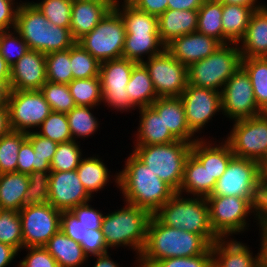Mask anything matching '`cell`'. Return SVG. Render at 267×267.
<instances>
[{
    "instance_id": "obj_14",
    "label": "cell",
    "mask_w": 267,
    "mask_h": 267,
    "mask_svg": "<svg viewBox=\"0 0 267 267\" xmlns=\"http://www.w3.org/2000/svg\"><path fill=\"white\" fill-rule=\"evenodd\" d=\"M147 68L159 97H180L188 85V67L167 49L142 62Z\"/></svg>"
},
{
    "instance_id": "obj_10",
    "label": "cell",
    "mask_w": 267,
    "mask_h": 267,
    "mask_svg": "<svg viewBox=\"0 0 267 267\" xmlns=\"http://www.w3.org/2000/svg\"><path fill=\"white\" fill-rule=\"evenodd\" d=\"M264 168L256 161L234 156L209 196L243 197L255 204Z\"/></svg>"
},
{
    "instance_id": "obj_44",
    "label": "cell",
    "mask_w": 267,
    "mask_h": 267,
    "mask_svg": "<svg viewBox=\"0 0 267 267\" xmlns=\"http://www.w3.org/2000/svg\"><path fill=\"white\" fill-rule=\"evenodd\" d=\"M33 4L51 24L70 28L73 0H42Z\"/></svg>"
},
{
    "instance_id": "obj_47",
    "label": "cell",
    "mask_w": 267,
    "mask_h": 267,
    "mask_svg": "<svg viewBox=\"0 0 267 267\" xmlns=\"http://www.w3.org/2000/svg\"><path fill=\"white\" fill-rule=\"evenodd\" d=\"M29 185L25 192L26 205L49 203L50 171H33L28 174Z\"/></svg>"
},
{
    "instance_id": "obj_48",
    "label": "cell",
    "mask_w": 267,
    "mask_h": 267,
    "mask_svg": "<svg viewBox=\"0 0 267 267\" xmlns=\"http://www.w3.org/2000/svg\"><path fill=\"white\" fill-rule=\"evenodd\" d=\"M28 50L27 43L15 29L14 33L10 30L0 31V54L10 67Z\"/></svg>"
},
{
    "instance_id": "obj_17",
    "label": "cell",
    "mask_w": 267,
    "mask_h": 267,
    "mask_svg": "<svg viewBox=\"0 0 267 267\" xmlns=\"http://www.w3.org/2000/svg\"><path fill=\"white\" fill-rule=\"evenodd\" d=\"M221 103L222 113L234 121L263 113L255 101L250 78L241 66L225 83Z\"/></svg>"
},
{
    "instance_id": "obj_41",
    "label": "cell",
    "mask_w": 267,
    "mask_h": 267,
    "mask_svg": "<svg viewBox=\"0 0 267 267\" xmlns=\"http://www.w3.org/2000/svg\"><path fill=\"white\" fill-rule=\"evenodd\" d=\"M0 242L17 251L23 249L22 225L18 211L0 209Z\"/></svg>"
},
{
    "instance_id": "obj_9",
    "label": "cell",
    "mask_w": 267,
    "mask_h": 267,
    "mask_svg": "<svg viewBox=\"0 0 267 267\" xmlns=\"http://www.w3.org/2000/svg\"><path fill=\"white\" fill-rule=\"evenodd\" d=\"M125 24L121 15L112 8L97 26L80 38V44L100 63L123 58Z\"/></svg>"
},
{
    "instance_id": "obj_62",
    "label": "cell",
    "mask_w": 267,
    "mask_h": 267,
    "mask_svg": "<svg viewBox=\"0 0 267 267\" xmlns=\"http://www.w3.org/2000/svg\"><path fill=\"white\" fill-rule=\"evenodd\" d=\"M0 84L10 85V66L0 54Z\"/></svg>"
},
{
    "instance_id": "obj_31",
    "label": "cell",
    "mask_w": 267,
    "mask_h": 267,
    "mask_svg": "<svg viewBox=\"0 0 267 267\" xmlns=\"http://www.w3.org/2000/svg\"><path fill=\"white\" fill-rule=\"evenodd\" d=\"M256 9L259 8L222 3L223 44L239 43Z\"/></svg>"
},
{
    "instance_id": "obj_18",
    "label": "cell",
    "mask_w": 267,
    "mask_h": 267,
    "mask_svg": "<svg viewBox=\"0 0 267 267\" xmlns=\"http://www.w3.org/2000/svg\"><path fill=\"white\" fill-rule=\"evenodd\" d=\"M190 130L196 134L222 110L221 92L188 84L180 95Z\"/></svg>"
},
{
    "instance_id": "obj_19",
    "label": "cell",
    "mask_w": 267,
    "mask_h": 267,
    "mask_svg": "<svg viewBox=\"0 0 267 267\" xmlns=\"http://www.w3.org/2000/svg\"><path fill=\"white\" fill-rule=\"evenodd\" d=\"M92 197L82 185L76 170L50 171L49 204L57 210L71 211Z\"/></svg>"
},
{
    "instance_id": "obj_21",
    "label": "cell",
    "mask_w": 267,
    "mask_h": 267,
    "mask_svg": "<svg viewBox=\"0 0 267 267\" xmlns=\"http://www.w3.org/2000/svg\"><path fill=\"white\" fill-rule=\"evenodd\" d=\"M219 46L221 43L215 38L196 31L173 39L166 49L176 60L189 67L211 55Z\"/></svg>"
},
{
    "instance_id": "obj_6",
    "label": "cell",
    "mask_w": 267,
    "mask_h": 267,
    "mask_svg": "<svg viewBox=\"0 0 267 267\" xmlns=\"http://www.w3.org/2000/svg\"><path fill=\"white\" fill-rule=\"evenodd\" d=\"M126 206L107 213L103 217L101 229L108 248L131 246L140 256L146 242V234L151 214L138 206Z\"/></svg>"
},
{
    "instance_id": "obj_30",
    "label": "cell",
    "mask_w": 267,
    "mask_h": 267,
    "mask_svg": "<svg viewBox=\"0 0 267 267\" xmlns=\"http://www.w3.org/2000/svg\"><path fill=\"white\" fill-rule=\"evenodd\" d=\"M44 248L54 257L59 267H80L88 260L82 246L61 229L50 238Z\"/></svg>"
},
{
    "instance_id": "obj_54",
    "label": "cell",
    "mask_w": 267,
    "mask_h": 267,
    "mask_svg": "<svg viewBox=\"0 0 267 267\" xmlns=\"http://www.w3.org/2000/svg\"><path fill=\"white\" fill-rule=\"evenodd\" d=\"M89 202L74 207L71 212L87 229H101L104 215L91 207Z\"/></svg>"
},
{
    "instance_id": "obj_66",
    "label": "cell",
    "mask_w": 267,
    "mask_h": 267,
    "mask_svg": "<svg viewBox=\"0 0 267 267\" xmlns=\"http://www.w3.org/2000/svg\"><path fill=\"white\" fill-rule=\"evenodd\" d=\"M11 89L10 85L0 84V107H7Z\"/></svg>"
},
{
    "instance_id": "obj_38",
    "label": "cell",
    "mask_w": 267,
    "mask_h": 267,
    "mask_svg": "<svg viewBox=\"0 0 267 267\" xmlns=\"http://www.w3.org/2000/svg\"><path fill=\"white\" fill-rule=\"evenodd\" d=\"M92 108L94 107L76 105L66 114L72 140L75 141L76 136L77 138L89 137L97 131L99 123L90 112Z\"/></svg>"
},
{
    "instance_id": "obj_64",
    "label": "cell",
    "mask_w": 267,
    "mask_h": 267,
    "mask_svg": "<svg viewBox=\"0 0 267 267\" xmlns=\"http://www.w3.org/2000/svg\"><path fill=\"white\" fill-rule=\"evenodd\" d=\"M218 1L224 4H237L250 8H261L263 6L260 3L256 5V3H258L257 0H218Z\"/></svg>"
},
{
    "instance_id": "obj_28",
    "label": "cell",
    "mask_w": 267,
    "mask_h": 267,
    "mask_svg": "<svg viewBox=\"0 0 267 267\" xmlns=\"http://www.w3.org/2000/svg\"><path fill=\"white\" fill-rule=\"evenodd\" d=\"M140 126L138 128L135 146L168 144L177 139L165 127L162 116L151 106L139 108Z\"/></svg>"
},
{
    "instance_id": "obj_51",
    "label": "cell",
    "mask_w": 267,
    "mask_h": 267,
    "mask_svg": "<svg viewBox=\"0 0 267 267\" xmlns=\"http://www.w3.org/2000/svg\"><path fill=\"white\" fill-rule=\"evenodd\" d=\"M28 254L19 267H59L54 257L44 247H25Z\"/></svg>"
},
{
    "instance_id": "obj_60",
    "label": "cell",
    "mask_w": 267,
    "mask_h": 267,
    "mask_svg": "<svg viewBox=\"0 0 267 267\" xmlns=\"http://www.w3.org/2000/svg\"><path fill=\"white\" fill-rule=\"evenodd\" d=\"M18 251L10 245L0 242V267H6L12 262Z\"/></svg>"
},
{
    "instance_id": "obj_25",
    "label": "cell",
    "mask_w": 267,
    "mask_h": 267,
    "mask_svg": "<svg viewBox=\"0 0 267 267\" xmlns=\"http://www.w3.org/2000/svg\"><path fill=\"white\" fill-rule=\"evenodd\" d=\"M199 140L192 143L191 153L202 163L210 174L211 180H218L234 157L230 145L224 140L221 145ZM223 144V145H222Z\"/></svg>"
},
{
    "instance_id": "obj_22",
    "label": "cell",
    "mask_w": 267,
    "mask_h": 267,
    "mask_svg": "<svg viewBox=\"0 0 267 267\" xmlns=\"http://www.w3.org/2000/svg\"><path fill=\"white\" fill-rule=\"evenodd\" d=\"M115 0H73L70 31L77 42L114 7Z\"/></svg>"
},
{
    "instance_id": "obj_50",
    "label": "cell",
    "mask_w": 267,
    "mask_h": 267,
    "mask_svg": "<svg viewBox=\"0 0 267 267\" xmlns=\"http://www.w3.org/2000/svg\"><path fill=\"white\" fill-rule=\"evenodd\" d=\"M151 267H213L211 247L201 255L166 258L156 261Z\"/></svg>"
},
{
    "instance_id": "obj_59",
    "label": "cell",
    "mask_w": 267,
    "mask_h": 267,
    "mask_svg": "<svg viewBox=\"0 0 267 267\" xmlns=\"http://www.w3.org/2000/svg\"><path fill=\"white\" fill-rule=\"evenodd\" d=\"M205 0H168L167 9L198 10Z\"/></svg>"
},
{
    "instance_id": "obj_49",
    "label": "cell",
    "mask_w": 267,
    "mask_h": 267,
    "mask_svg": "<svg viewBox=\"0 0 267 267\" xmlns=\"http://www.w3.org/2000/svg\"><path fill=\"white\" fill-rule=\"evenodd\" d=\"M50 171L47 159H40L34 152L32 144L26 139L20 146L16 172L30 174L33 171Z\"/></svg>"
},
{
    "instance_id": "obj_67",
    "label": "cell",
    "mask_w": 267,
    "mask_h": 267,
    "mask_svg": "<svg viewBox=\"0 0 267 267\" xmlns=\"http://www.w3.org/2000/svg\"><path fill=\"white\" fill-rule=\"evenodd\" d=\"M264 179L267 181V166L264 167Z\"/></svg>"
},
{
    "instance_id": "obj_13",
    "label": "cell",
    "mask_w": 267,
    "mask_h": 267,
    "mask_svg": "<svg viewBox=\"0 0 267 267\" xmlns=\"http://www.w3.org/2000/svg\"><path fill=\"white\" fill-rule=\"evenodd\" d=\"M8 110L12 131L30 132L52 112L40 90H11Z\"/></svg>"
},
{
    "instance_id": "obj_65",
    "label": "cell",
    "mask_w": 267,
    "mask_h": 267,
    "mask_svg": "<svg viewBox=\"0 0 267 267\" xmlns=\"http://www.w3.org/2000/svg\"><path fill=\"white\" fill-rule=\"evenodd\" d=\"M260 239L261 267H267V233L262 234Z\"/></svg>"
},
{
    "instance_id": "obj_35",
    "label": "cell",
    "mask_w": 267,
    "mask_h": 267,
    "mask_svg": "<svg viewBox=\"0 0 267 267\" xmlns=\"http://www.w3.org/2000/svg\"><path fill=\"white\" fill-rule=\"evenodd\" d=\"M77 175L90 196L92 193L103 189L108 183L110 173L103 163V160L98 157L82 158L79 166L76 169Z\"/></svg>"
},
{
    "instance_id": "obj_52",
    "label": "cell",
    "mask_w": 267,
    "mask_h": 267,
    "mask_svg": "<svg viewBox=\"0 0 267 267\" xmlns=\"http://www.w3.org/2000/svg\"><path fill=\"white\" fill-rule=\"evenodd\" d=\"M85 254L90 257L98 256L108 252V247L104 240L102 229H87L84 239L81 241Z\"/></svg>"
},
{
    "instance_id": "obj_43",
    "label": "cell",
    "mask_w": 267,
    "mask_h": 267,
    "mask_svg": "<svg viewBox=\"0 0 267 267\" xmlns=\"http://www.w3.org/2000/svg\"><path fill=\"white\" fill-rule=\"evenodd\" d=\"M40 91L43 93L52 111L67 114L76 106L68 84L46 81Z\"/></svg>"
},
{
    "instance_id": "obj_16",
    "label": "cell",
    "mask_w": 267,
    "mask_h": 267,
    "mask_svg": "<svg viewBox=\"0 0 267 267\" xmlns=\"http://www.w3.org/2000/svg\"><path fill=\"white\" fill-rule=\"evenodd\" d=\"M136 62L126 58L113 59L102 62L99 78L102 89V102L109 107L123 111L135 106L130 102L126 87Z\"/></svg>"
},
{
    "instance_id": "obj_37",
    "label": "cell",
    "mask_w": 267,
    "mask_h": 267,
    "mask_svg": "<svg viewBox=\"0 0 267 267\" xmlns=\"http://www.w3.org/2000/svg\"><path fill=\"white\" fill-rule=\"evenodd\" d=\"M75 105L96 107L102 102L99 77L72 79L68 84Z\"/></svg>"
},
{
    "instance_id": "obj_29",
    "label": "cell",
    "mask_w": 267,
    "mask_h": 267,
    "mask_svg": "<svg viewBox=\"0 0 267 267\" xmlns=\"http://www.w3.org/2000/svg\"><path fill=\"white\" fill-rule=\"evenodd\" d=\"M217 180H211L210 174L202 163L192 154L188 156L178 194L186 192L196 197L212 194ZM184 191V192H183Z\"/></svg>"
},
{
    "instance_id": "obj_24",
    "label": "cell",
    "mask_w": 267,
    "mask_h": 267,
    "mask_svg": "<svg viewBox=\"0 0 267 267\" xmlns=\"http://www.w3.org/2000/svg\"><path fill=\"white\" fill-rule=\"evenodd\" d=\"M151 107L162 116L165 127L177 140L194 143L200 139L193 138L194 133L187 124L185 108L180 97H159Z\"/></svg>"
},
{
    "instance_id": "obj_20",
    "label": "cell",
    "mask_w": 267,
    "mask_h": 267,
    "mask_svg": "<svg viewBox=\"0 0 267 267\" xmlns=\"http://www.w3.org/2000/svg\"><path fill=\"white\" fill-rule=\"evenodd\" d=\"M47 81L46 55L28 50L10 67L11 90H40Z\"/></svg>"
},
{
    "instance_id": "obj_55",
    "label": "cell",
    "mask_w": 267,
    "mask_h": 267,
    "mask_svg": "<svg viewBox=\"0 0 267 267\" xmlns=\"http://www.w3.org/2000/svg\"><path fill=\"white\" fill-rule=\"evenodd\" d=\"M27 140L32 144L34 152L37 153L40 159H47L52 162L58 144L48 138L38 134L36 131L27 133Z\"/></svg>"
},
{
    "instance_id": "obj_63",
    "label": "cell",
    "mask_w": 267,
    "mask_h": 267,
    "mask_svg": "<svg viewBox=\"0 0 267 267\" xmlns=\"http://www.w3.org/2000/svg\"><path fill=\"white\" fill-rule=\"evenodd\" d=\"M109 253L101 254L96 257L97 261L95 262L93 267H119L117 262H114L111 257L108 255Z\"/></svg>"
},
{
    "instance_id": "obj_56",
    "label": "cell",
    "mask_w": 267,
    "mask_h": 267,
    "mask_svg": "<svg viewBox=\"0 0 267 267\" xmlns=\"http://www.w3.org/2000/svg\"><path fill=\"white\" fill-rule=\"evenodd\" d=\"M254 217H256L261 234L267 233V181L263 178L257 190L255 204H254Z\"/></svg>"
},
{
    "instance_id": "obj_27",
    "label": "cell",
    "mask_w": 267,
    "mask_h": 267,
    "mask_svg": "<svg viewBox=\"0 0 267 267\" xmlns=\"http://www.w3.org/2000/svg\"><path fill=\"white\" fill-rule=\"evenodd\" d=\"M197 26V10L167 9L158 17V33L165 45L177 37L196 32Z\"/></svg>"
},
{
    "instance_id": "obj_57",
    "label": "cell",
    "mask_w": 267,
    "mask_h": 267,
    "mask_svg": "<svg viewBox=\"0 0 267 267\" xmlns=\"http://www.w3.org/2000/svg\"><path fill=\"white\" fill-rule=\"evenodd\" d=\"M14 1L0 0V31L10 30V28L15 29L19 4Z\"/></svg>"
},
{
    "instance_id": "obj_5",
    "label": "cell",
    "mask_w": 267,
    "mask_h": 267,
    "mask_svg": "<svg viewBox=\"0 0 267 267\" xmlns=\"http://www.w3.org/2000/svg\"><path fill=\"white\" fill-rule=\"evenodd\" d=\"M153 215L166 226L202 235L211 245L219 239L210 224L206 197L184 198L175 193Z\"/></svg>"
},
{
    "instance_id": "obj_3",
    "label": "cell",
    "mask_w": 267,
    "mask_h": 267,
    "mask_svg": "<svg viewBox=\"0 0 267 267\" xmlns=\"http://www.w3.org/2000/svg\"><path fill=\"white\" fill-rule=\"evenodd\" d=\"M121 5L114 1V9L121 15L125 24V41L123 58L142 63L143 55L148 59L162 53L166 45L161 41L158 33V17L138 10L128 1Z\"/></svg>"
},
{
    "instance_id": "obj_53",
    "label": "cell",
    "mask_w": 267,
    "mask_h": 267,
    "mask_svg": "<svg viewBox=\"0 0 267 267\" xmlns=\"http://www.w3.org/2000/svg\"><path fill=\"white\" fill-rule=\"evenodd\" d=\"M61 231L79 244L86 235L87 228L71 211H63L60 217Z\"/></svg>"
},
{
    "instance_id": "obj_45",
    "label": "cell",
    "mask_w": 267,
    "mask_h": 267,
    "mask_svg": "<svg viewBox=\"0 0 267 267\" xmlns=\"http://www.w3.org/2000/svg\"><path fill=\"white\" fill-rule=\"evenodd\" d=\"M41 136L48 138L57 144L72 141L67 115L65 113L52 111L40 125Z\"/></svg>"
},
{
    "instance_id": "obj_4",
    "label": "cell",
    "mask_w": 267,
    "mask_h": 267,
    "mask_svg": "<svg viewBox=\"0 0 267 267\" xmlns=\"http://www.w3.org/2000/svg\"><path fill=\"white\" fill-rule=\"evenodd\" d=\"M15 30L27 43L29 50L49 54L71 48L76 41L70 28L51 24L32 3H19Z\"/></svg>"
},
{
    "instance_id": "obj_2",
    "label": "cell",
    "mask_w": 267,
    "mask_h": 267,
    "mask_svg": "<svg viewBox=\"0 0 267 267\" xmlns=\"http://www.w3.org/2000/svg\"><path fill=\"white\" fill-rule=\"evenodd\" d=\"M125 165L114 176L124 202L145 209L153 215L176 193L133 153L129 155Z\"/></svg>"
},
{
    "instance_id": "obj_39",
    "label": "cell",
    "mask_w": 267,
    "mask_h": 267,
    "mask_svg": "<svg viewBox=\"0 0 267 267\" xmlns=\"http://www.w3.org/2000/svg\"><path fill=\"white\" fill-rule=\"evenodd\" d=\"M73 79L99 77L101 63L77 42L70 48Z\"/></svg>"
},
{
    "instance_id": "obj_23",
    "label": "cell",
    "mask_w": 267,
    "mask_h": 267,
    "mask_svg": "<svg viewBox=\"0 0 267 267\" xmlns=\"http://www.w3.org/2000/svg\"><path fill=\"white\" fill-rule=\"evenodd\" d=\"M226 239L219 238L211 245L213 267H261V252L254 258L245 244Z\"/></svg>"
},
{
    "instance_id": "obj_46",
    "label": "cell",
    "mask_w": 267,
    "mask_h": 267,
    "mask_svg": "<svg viewBox=\"0 0 267 267\" xmlns=\"http://www.w3.org/2000/svg\"><path fill=\"white\" fill-rule=\"evenodd\" d=\"M78 142L72 140L58 144L52 162L50 171H73L79 166L83 157Z\"/></svg>"
},
{
    "instance_id": "obj_11",
    "label": "cell",
    "mask_w": 267,
    "mask_h": 267,
    "mask_svg": "<svg viewBox=\"0 0 267 267\" xmlns=\"http://www.w3.org/2000/svg\"><path fill=\"white\" fill-rule=\"evenodd\" d=\"M229 135L225 141L234 156L267 166V113L235 120Z\"/></svg>"
},
{
    "instance_id": "obj_61",
    "label": "cell",
    "mask_w": 267,
    "mask_h": 267,
    "mask_svg": "<svg viewBox=\"0 0 267 267\" xmlns=\"http://www.w3.org/2000/svg\"><path fill=\"white\" fill-rule=\"evenodd\" d=\"M11 131L8 107H0V138Z\"/></svg>"
},
{
    "instance_id": "obj_40",
    "label": "cell",
    "mask_w": 267,
    "mask_h": 267,
    "mask_svg": "<svg viewBox=\"0 0 267 267\" xmlns=\"http://www.w3.org/2000/svg\"><path fill=\"white\" fill-rule=\"evenodd\" d=\"M27 133L11 131L0 138V174L16 172L18 152Z\"/></svg>"
},
{
    "instance_id": "obj_36",
    "label": "cell",
    "mask_w": 267,
    "mask_h": 267,
    "mask_svg": "<svg viewBox=\"0 0 267 267\" xmlns=\"http://www.w3.org/2000/svg\"><path fill=\"white\" fill-rule=\"evenodd\" d=\"M197 11V32L213 37L223 44L222 3L218 0H205Z\"/></svg>"
},
{
    "instance_id": "obj_33",
    "label": "cell",
    "mask_w": 267,
    "mask_h": 267,
    "mask_svg": "<svg viewBox=\"0 0 267 267\" xmlns=\"http://www.w3.org/2000/svg\"><path fill=\"white\" fill-rule=\"evenodd\" d=\"M126 91L130 102L138 108L151 106L158 98L149 72L143 63L134 65Z\"/></svg>"
},
{
    "instance_id": "obj_32",
    "label": "cell",
    "mask_w": 267,
    "mask_h": 267,
    "mask_svg": "<svg viewBox=\"0 0 267 267\" xmlns=\"http://www.w3.org/2000/svg\"><path fill=\"white\" fill-rule=\"evenodd\" d=\"M28 174L11 172L0 174V209L20 211L25 206Z\"/></svg>"
},
{
    "instance_id": "obj_34",
    "label": "cell",
    "mask_w": 267,
    "mask_h": 267,
    "mask_svg": "<svg viewBox=\"0 0 267 267\" xmlns=\"http://www.w3.org/2000/svg\"><path fill=\"white\" fill-rule=\"evenodd\" d=\"M241 67L250 78L258 108L267 113V57H242Z\"/></svg>"
},
{
    "instance_id": "obj_42",
    "label": "cell",
    "mask_w": 267,
    "mask_h": 267,
    "mask_svg": "<svg viewBox=\"0 0 267 267\" xmlns=\"http://www.w3.org/2000/svg\"><path fill=\"white\" fill-rule=\"evenodd\" d=\"M47 81L69 84L73 79L70 63V48L46 54Z\"/></svg>"
},
{
    "instance_id": "obj_12",
    "label": "cell",
    "mask_w": 267,
    "mask_h": 267,
    "mask_svg": "<svg viewBox=\"0 0 267 267\" xmlns=\"http://www.w3.org/2000/svg\"><path fill=\"white\" fill-rule=\"evenodd\" d=\"M210 224L219 238L237 234L248 229L246 217L255 213L254 205L243 197L207 196Z\"/></svg>"
},
{
    "instance_id": "obj_26",
    "label": "cell",
    "mask_w": 267,
    "mask_h": 267,
    "mask_svg": "<svg viewBox=\"0 0 267 267\" xmlns=\"http://www.w3.org/2000/svg\"><path fill=\"white\" fill-rule=\"evenodd\" d=\"M238 44L241 57H267V5L253 12L246 33Z\"/></svg>"
},
{
    "instance_id": "obj_15",
    "label": "cell",
    "mask_w": 267,
    "mask_h": 267,
    "mask_svg": "<svg viewBox=\"0 0 267 267\" xmlns=\"http://www.w3.org/2000/svg\"><path fill=\"white\" fill-rule=\"evenodd\" d=\"M61 211L51 204L26 205L20 211L23 248L44 247L60 230Z\"/></svg>"
},
{
    "instance_id": "obj_58",
    "label": "cell",
    "mask_w": 267,
    "mask_h": 267,
    "mask_svg": "<svg viewBox=\"0 0 267 267\" xmlns=\"http://www.w3.org/2000/svg\"><path fill=\"white\" fill-rule=\"evenodd\" d=\"M138 10L159 17L167 10L168 0H126Z\"/></svg>"
},
{
    "instance_id": "obj_1",
    "label": "cell",
    "mask_w": 267,
    "mask_h": 267,
    "mask_svg": "<svg viewBox=\"0 0 267 267\" xmlns=\"http://www.w3.org/2000/svg\"><path fill=\"white\" fill-rule=\"evenodd\" d=\"M211 244L199 234L162 224L151 216L146 234V242L136 259L138 267H151L156 261L166 258L191 257L204 254Z\"/></svg>"
},
{
    "instance_id": "obj_8",
    "label": "cell",
    "mask_w": 267,
    "mask_h": 267,
    "mask_svg": "<svg viewBox=\"0 0 267 267\" xmlns=\"http://www.w3.org/2000/svg\"><path fill=\"white\" fill-rule=\"evenodd\" d=\"M238 45L221 44L211 55L191 64L188 67V84L221 92L227 80L241 66Z\"/></svg>"
},
{
    "instance_id": "obj_7",
    "label": "cell",
    "mask_w": 267,
    "mask_h": 267,
    "mask_svg": "<svg viewBox=\"0 0 267 267\" xmlns=\"http://www.w3.org/2000/svg\"><path fill=\"white\" fill-rule=\"evenodd\" d=\"M192 143L176 140L168 144L134 146L133 154L178 193Z\"/></svg>"
}]
</instances>
